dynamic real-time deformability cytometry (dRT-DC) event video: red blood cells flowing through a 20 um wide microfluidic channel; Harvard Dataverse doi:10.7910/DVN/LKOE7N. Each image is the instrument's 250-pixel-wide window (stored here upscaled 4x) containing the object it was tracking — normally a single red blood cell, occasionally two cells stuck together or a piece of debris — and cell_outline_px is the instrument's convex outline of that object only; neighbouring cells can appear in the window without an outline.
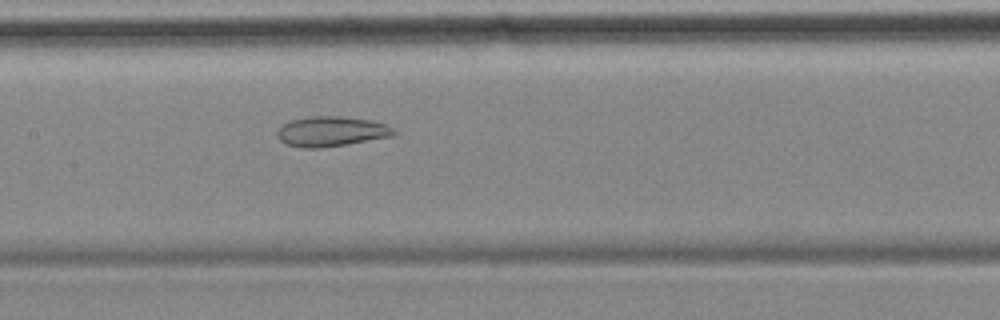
{"species": "common noctule bat (a hibernating species)", "species_latin": "Nyctalus noctula", "temperature_condition": "cold", "stored_images_in_passage": 57, "camera_frame_rate_fps": 3000, "um_per_image_px": 0.085, "animal": {"sex": "female", "body_mass_g": 18.4}, "frame": {"image": 1, "passage_image": 27, "time_ms": 8.667, "image_size_px": [1000, 320], "cell_outline_px": [[396, 132], [392, 136], [348, 144], [320, 148], [304, 148], [288, 144], [280, 140], [276, 136], [276, 132], [284, 124], [292, 120], [312, 116], [340, 116], [368, 120], [384, 124], [392, 128]], "centroid_in_image_um": [28.14, 11.18], "position_along_channel_um": 179.3, "area_um2": 20.11}}
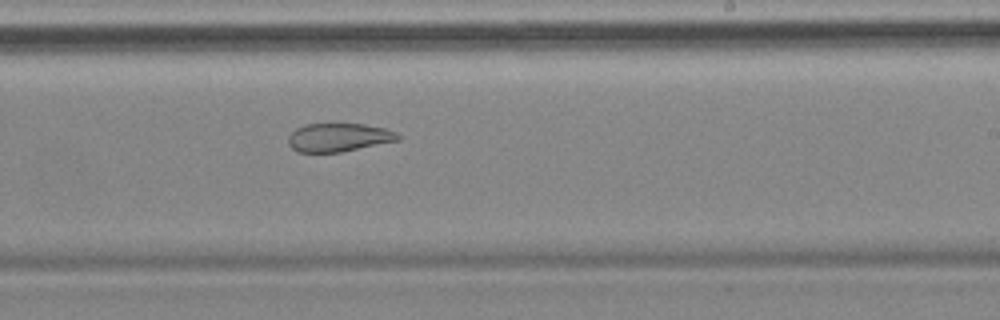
{"frame": {"image": 2, "passage_image": 34, "time_ms": 11.0, "image_size_px": [1000, 320], "cell_outline_px": [[400, 140], [340, 152], [296, 152], [288, 144], [288, 136], [296, 128], [304, 124], [364, 124], [384, 128], [396, 132], [400, 136]], "centroid_in_image_um": [28.77, 11.68], "position_along_channel_um": 260.2, "area_um2": 18.15}}
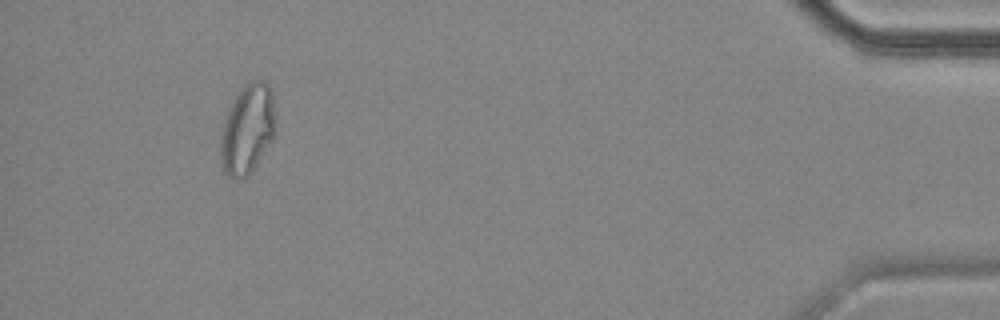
{"frame": {"image": 3, "passage_image": 53, "time_ms": 17.333, "image_size_px": [1000, 320], "cell_outline_px": [[276, 132], [272, 140], [248, 176], [228, 176], [224, 172], [220, 160], [220, 136], [224, 120], [236, 96], [244, 84], [252, 80], [264, 80], [268, 84], [272, 92], [276, 128]], "centroid_in_image_um": [21.04, 10.95], "position_along_channel_um": 414.2, "area_um2": 28.55}, "authors_computed_cell_mechanics": {"area_um2": 26.4146, "velocity_mm_per_s": 3.4915, "shape_relaxation_time_tau1_ms": null, "shape_relaxation_time_tau2_ms": 4.2591, "deformation_change_tau1": null, "deformation_change_tau2": 0.1175}}